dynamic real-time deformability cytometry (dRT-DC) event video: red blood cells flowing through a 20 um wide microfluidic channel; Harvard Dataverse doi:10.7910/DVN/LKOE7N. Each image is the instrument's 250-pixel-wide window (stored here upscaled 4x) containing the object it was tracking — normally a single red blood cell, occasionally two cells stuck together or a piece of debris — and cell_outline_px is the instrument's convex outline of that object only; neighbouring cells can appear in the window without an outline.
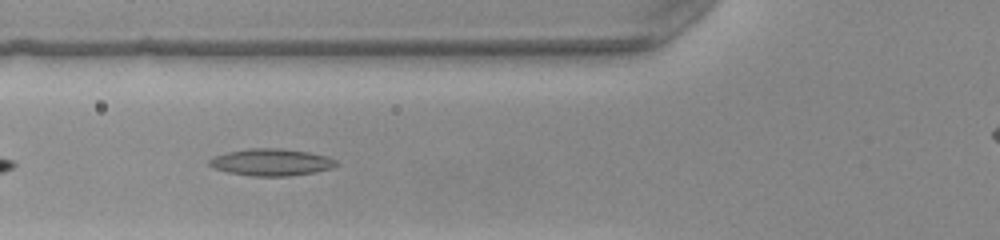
{"species": "common noctule bat (a hibernating species)", "species_latin": "Nyctalus noctula", "temperature_condition": "warm", "stored_images_in_passage": 33, "camera_frame_rate_fps": 3000, "um_per_image_px": 0.085, "animal": {"sex": "female", "body_mass_g": 22.0, "forearm_length_mm": 56.7}, "frame": {"image": 1, "passage_image": 6, "time_ms": 1.667, "image_size_px": [1000, 240], "cell_outline_px": [[340, 164], [332, 168], [316, 172], [288, 176], [252, 176], [228, 172], [212, 168], [208, 164], [208, 160], [212, 156], [228, 152], [248, 148], [280, 148], [308, 152], [328, 156], [336, 160]], "centroid_in_image_um": [23.06, 13.79], "position_along_channel_um": 102.7, "area_um2": 20.17}}
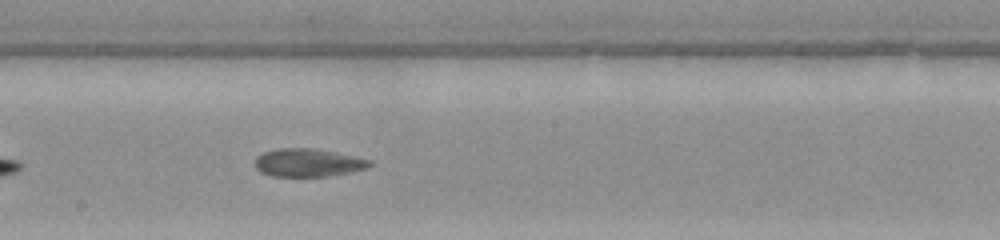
{"frame": {"image": 2, "passage_image": 15, "time_ms": 4.667, "image_size_px": [1000, 240], "cell_outline_px": [[372, 164], [368, 168], [352, 172], [328, 176], [272, 176], [260, 172], [256, 168], [256, 156], [264, 152], [280, 148], [312, 148], [336, 152], [356, 156], [372, 160]], "centroid_in_image_um": [26.22, 13.83], "position_along_channel_um": 222.0, "area_um2": 18.84}}
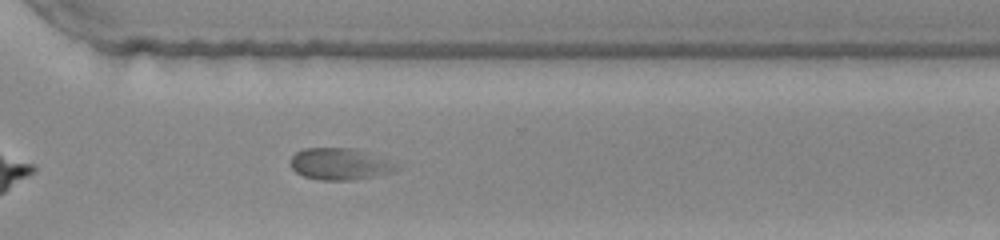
{"frame": {"image": 3, "passage_image": 24, "time_ms": 7.667, "image_size_px": [1000, 240], "cell_outline_px": [[408, 164], [404, 168], [396, 172], [356, 180], [316, 180], [304, 176], [296, 172], [292, 168], [292, 156], [296, 152], [304, 148], [356, 148], [404, 160]], "centroid_in_image_um": [29.21, 13.93], "position_along_channel_um": 341.4, "area_um2": 21.1}, "authors_computed_cell_mechanics": {"area_um2": 19.4786, "velocity_mm_per_s": 3.9784, "shape_relaxation_time_tau1_ms": null, "shape_relaxation_time_tau2_ms": 3.4902, "deformation_change_tau1": null, "deformation_change_tau2": 0.0991}}